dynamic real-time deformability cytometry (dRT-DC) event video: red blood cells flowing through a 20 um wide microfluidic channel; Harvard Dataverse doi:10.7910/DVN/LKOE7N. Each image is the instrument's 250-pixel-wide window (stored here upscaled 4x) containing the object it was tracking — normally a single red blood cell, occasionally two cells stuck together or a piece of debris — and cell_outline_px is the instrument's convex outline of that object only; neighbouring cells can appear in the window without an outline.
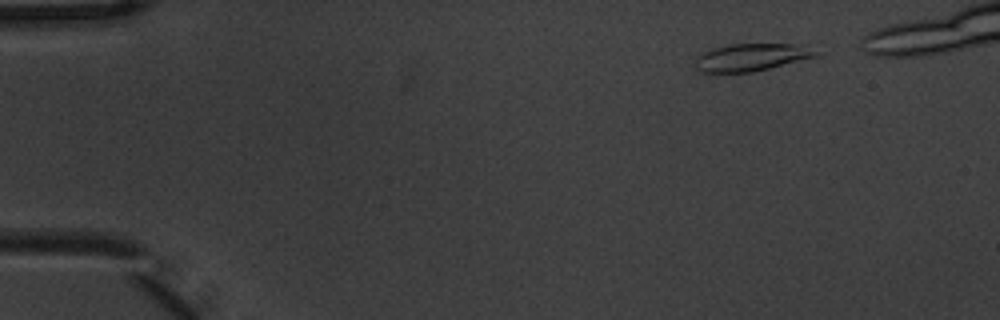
{"species": "common noctule bat (a hibernating species)", "species_latin": "Nyctalus noctula", "temperature_condition": "warm", "stored_images_in_passage": 6, "segment_of_instrument_passage": [1, 2], "camera_frame_rate_fps": 3000, "um_per_image_px": 0.085, "animal": {"sex": "male", "body_mass_g": 20.1, "forearm_length_mm": 53.5}, "frame": {"image": 1, "passage_image": 1, "time_ms": 0.0, "image_size_px": [1000, 320], "cell_outline_px": [[820, 52], [816, 56], [752, 72], [696, 72], [696, 56], [700, 52], [712, 48], [728, 44], [792, 44]], "centroid_in_image_um": [63.74, 4.87], "position_along_channel_um": 21.3, "area_um2": 19.02}}
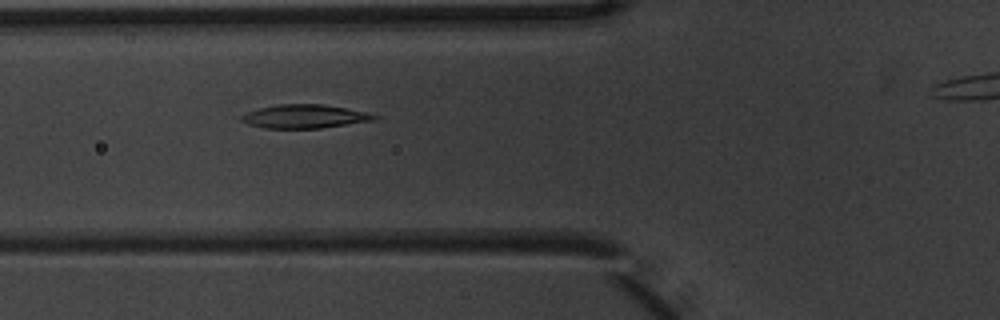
{"frame": {"image": 2, "passage_image": 5, "time_ms": 1.333, "image_size_px": [1000, 320], "cell_outline_px": [[380, 116], [376, 120], [320, 128], [264, 128], [248, 124], [240, 120], [240, 116], [248, 112], [260, 108], [280, 104], [320, 104], [344, 108], [364, 112]], "centroid_in_image_um": [25.88, 9.9], "position_along_channel_um": 99.9, "area_um2": 18.03}}